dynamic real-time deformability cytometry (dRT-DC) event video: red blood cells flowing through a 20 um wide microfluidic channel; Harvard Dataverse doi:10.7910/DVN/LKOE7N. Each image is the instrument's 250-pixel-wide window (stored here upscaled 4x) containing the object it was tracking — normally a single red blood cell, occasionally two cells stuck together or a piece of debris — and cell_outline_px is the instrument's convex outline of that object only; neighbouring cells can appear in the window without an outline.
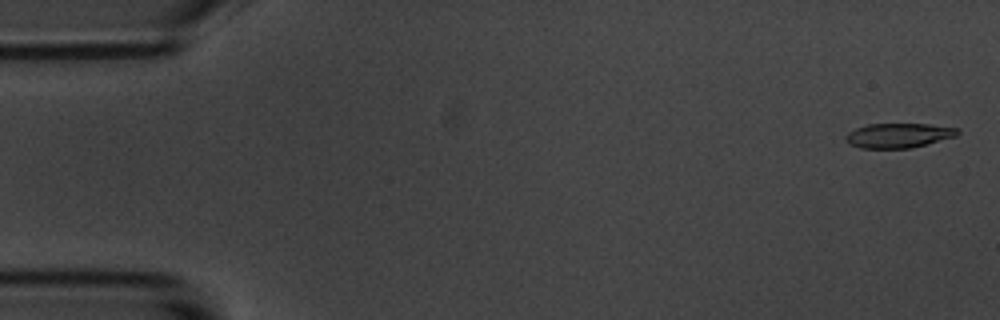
{"species": "common noctule bat (a hibernating species)", "species_latin": "Nyctalus noctula", "temperature_condition": "room temperature", "stored_images_in_passage": 56, "camera_frame_rate_fps": 3000, "um_per_image_px": 0.085, "animal": {"sex": "male", "body_mass_g": 20.1, "forearm_length_mm": 53.5}, "frame": {"image": 1, "passage_image": 2, "time_ms": 0.333, "image_size_px": [1000, 320], "cell_outline_px": [[960, 132], [956, 136], [912, 148], [860, 148], [848, 144], [844, 140], [844, 136], [848, 132], [856, 128], [868, 124], [928, 124], [960, 128]], "centroid_in_image_um": [76.35, 11.51], "position_along_channel_um": 8.6, "area_um2": 16.18}}
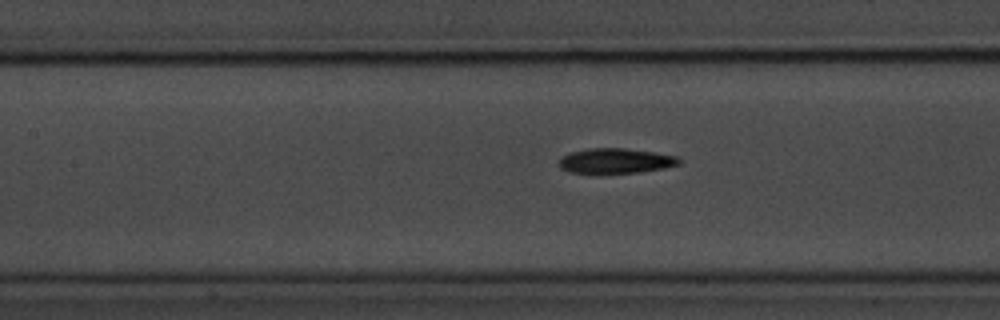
{"frame": {"image": 2, "passage_image": 25, "time_ms": 8.0, "image_size_px": [1000, 320], "cell_outline_px": [[680, 164], [664, 168], [640, 172], [596, 176], [568, 172], [560, 168], [560, 156], [572, 152], [588, 148], [624, 148], [652, 152], [676, 156], [680, 160]], "centroid_in_image_um": [52.25, 13.72], "position_along_channel_um": 155.2, "area_um2": 18.21}}
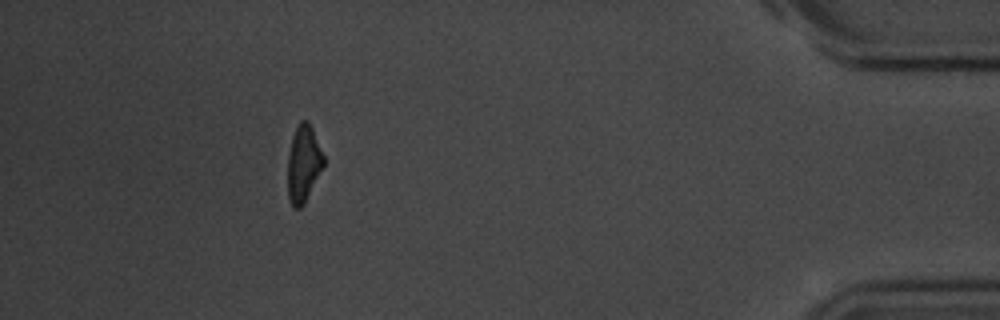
{"frame": {"image": 3, "passage_image": 51, "time_ms": 16.667, "image_size_px": [1000, 320], "cell_outline_px": [[324, 164], [304, 204], [300, 208], [292, 208], [288, 196], [288, 152], [292, 136], [300, 120], [308, 120], [312, 128], [324, 156]], "centroid_in_image_um": [25.78, 13.91], "position_along_channel_um": 409.4, "area_um2": 16.01}, "authors_computed_cell_mechanics": {"area_um2": 17.34, "velocity_mm_per_s": 3.5894, "shape_relaxation_time_tau1_ms": 2.9249, "shape_relaxation_time_tau2_ms": 8.8873, "deformation_change_tau1": 0.1273, "deformation_change_tau2": 0.1954}}